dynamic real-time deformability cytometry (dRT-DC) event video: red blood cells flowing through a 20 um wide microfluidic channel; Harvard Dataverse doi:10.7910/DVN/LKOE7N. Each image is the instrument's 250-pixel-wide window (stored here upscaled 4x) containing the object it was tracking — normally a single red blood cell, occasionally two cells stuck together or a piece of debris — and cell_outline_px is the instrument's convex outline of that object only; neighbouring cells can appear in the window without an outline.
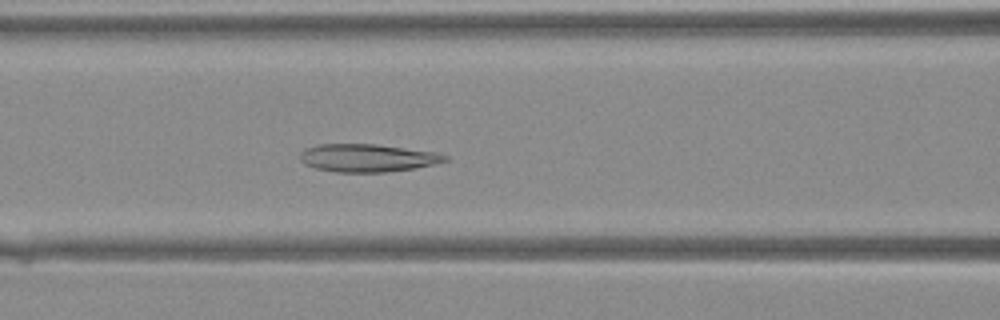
{"species": "Egyptian fruit bat (a non-hibernating species)", "species_latin": "Rousettus aegyptiacus", "temperature_condition": "warm", "stored_images_in_passage": 41, "camera_frame_rate_fps": 3000, "um_per_image_px": 0.085, "animal": {"sex": "female"}, "frame": {"image": 1, "passage_image": 18, "time_ms": 5.667, "image_size_px": [1000, 320], "cell_outline_px": [[448, 160], [436, 164], [416, 168], [384, 172], [336, 172], [316, 168], [304, 164], [300, 160], [300, 152], [304, 148], [320, 144], [376, 144], [436, 152], [448, 156]], "centroid_in_image_um": [31.23, 13.42], "position_along_channel_um": 135.4, "area_um2": 23.64}}
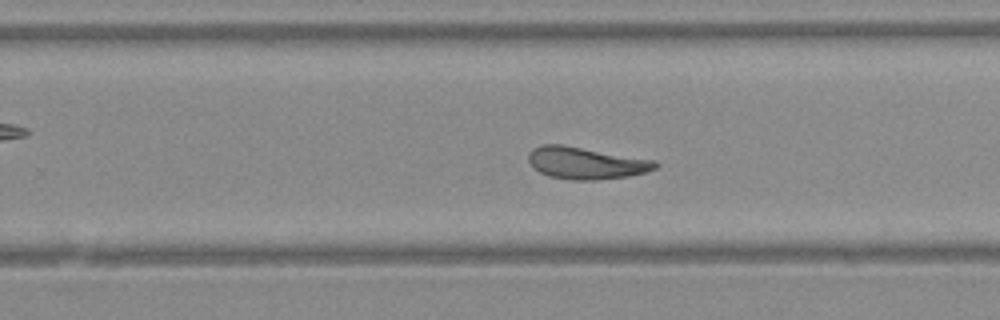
{"frame": {"image": 2, "passage_image": 27, "time_ms": 8.667, "image_size_px": [1000, 320], "cell_outline_px": [[660, 164], [656, 168], [648, 172], [628, 176], [596, 180], [572, 180], [548, 176], [532, 168], [528, 160], [528, 152], [532, 148], [540, 144], [564, 144], [656, 160]], "centroid_in_image_um": [49.8, 13.84], "position_along_channel_um": 280.0, "area_um2": 24.16}}
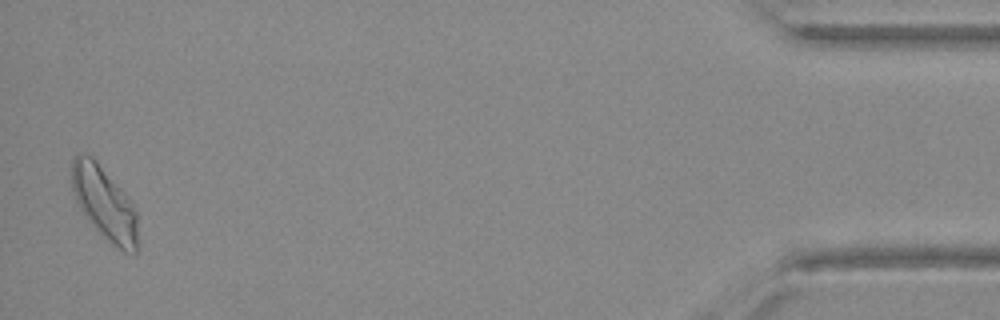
{"frame": {"image": 3, "passage_image": 41, "time_ms": 13.333, "image_size_px": [1000, 320], "cell_outline_px": [[136, 256], [124, 252], [108, 240], [96, 228], [80, 208], [76, 200], [72, 188], [72, 156], [92, 156], [96, 160], [124, 192], [136, 208]], "centroid_in_image_um": [8.89, 17.27], "position_along_channel_um": 426.3, "area_um2": 27.4}}